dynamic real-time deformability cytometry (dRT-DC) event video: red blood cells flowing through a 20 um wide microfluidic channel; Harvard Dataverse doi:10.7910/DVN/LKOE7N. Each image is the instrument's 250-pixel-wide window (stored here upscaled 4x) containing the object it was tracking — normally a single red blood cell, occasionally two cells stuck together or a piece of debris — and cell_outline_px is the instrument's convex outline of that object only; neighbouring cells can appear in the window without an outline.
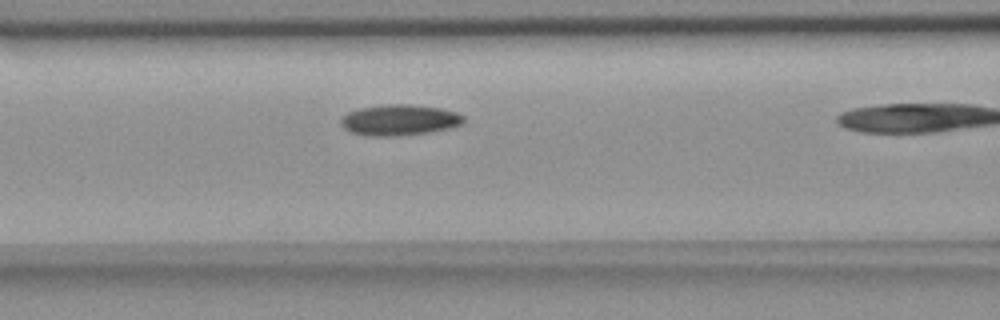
{"species": "common noctule bat (a hibernating species)", "species_latin": "Nyctalus noctula", "temperature_condition": "room temperature", "stored_images_in_passage": 11, "camera_frame_rate_fps": 3000, "um_per_image_px": 0.085, "animal": {"sex": "female", "body_mass_g": 18.4}, "frame": {"image": 1, "passage_image": 10, "time_ms": 3.0, "image_size_px": [1000, 320], "cell_outline_px": [[464, 124], [448, 128], [428, 132], [396, 136], [364, 136], [352, 132], [344, 128], [340, 124], [340, 120], [348, 112], [360, 108], [388, 104], [408, 104], [440, 108], [456, 112], [464, 116]], "centroid_in_image_um": [33.95, 10.2], "position_along_channel_um": 132.7, "area_um2": 22.02}}